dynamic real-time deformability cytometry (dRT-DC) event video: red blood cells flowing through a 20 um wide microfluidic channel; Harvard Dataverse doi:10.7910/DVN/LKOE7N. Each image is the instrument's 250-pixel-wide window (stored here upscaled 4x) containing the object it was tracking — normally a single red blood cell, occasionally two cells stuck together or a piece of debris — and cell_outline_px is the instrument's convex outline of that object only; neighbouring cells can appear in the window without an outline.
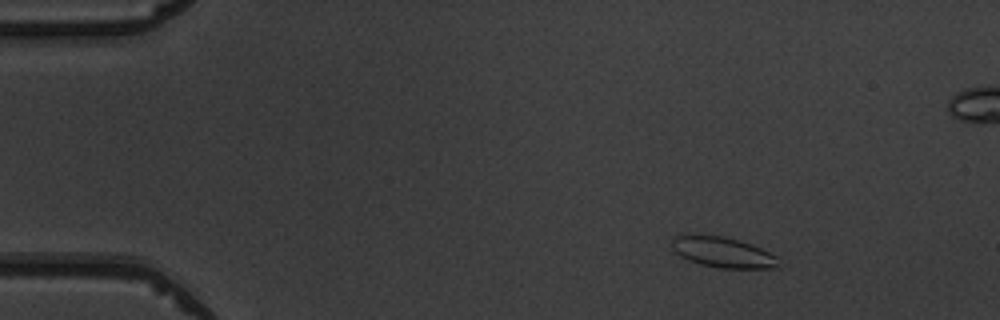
{"species": "common noctule bat (a hibernating species)", "species_latin": "Nyctalus noctula", "temperature_condition": "warm", "stored_images_in_passage": 46, "camera_frame_rate_fps": 3000, "um_per_image_px": 0.085, "animal": {"sex": "male", "body_mass_g": 19.5, "forearm_length_mm": 54.6}, "frame": {"image": 1, "passage_image": 1, "time_ms": 0.0, "image_size_px": [1000, 320], "cell_outline_px": [[780, 268], [720, 268], [700, 264], [688, 260], [680, 256], [672, 248], [672, 240], [676, 236], [696, 232], [724, 236], [740, 240], [760, 248], [776, 256]], "centroid_in_image_um": [61.39, 21.41], "position_along_channel_um": 23.6, "area_um2": 19.31}}
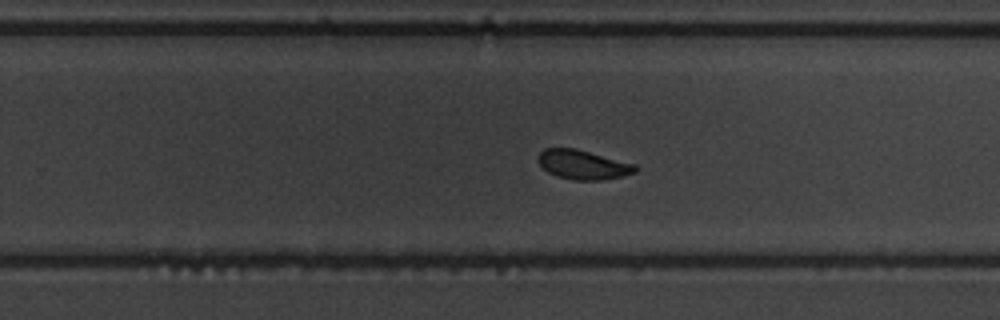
{"frame": {"image": 2, "passage_image": 27, "time_ms": 8.667, "image_size_px": [1000, 320], "cell_outline_px": [[636, 172], [604, 180], [572, 180], [556, 176], [548, 172], [536, 160], [536, 156], [544, 148], [576, 148], [636, 164]], "centroid_in_image_um": [49.52, 13.99], "position_along_channel_um": 280.3, "area_um2": 16.7}}
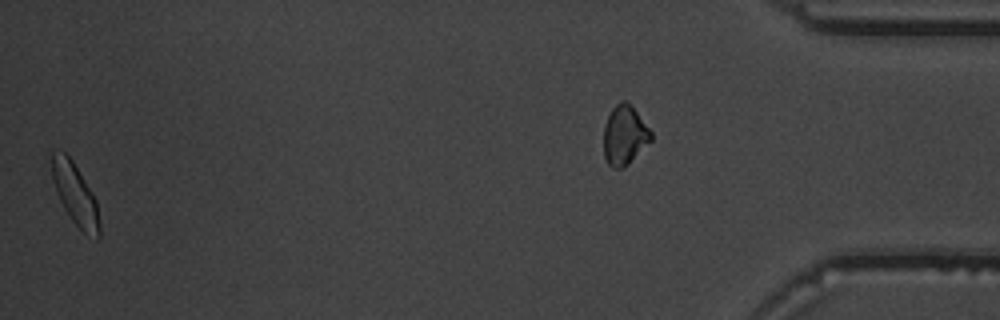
{"frame": {"image": 3, "passage_image": 45, "time_ms": 14.667, "image_size_px": [1000, 320], "cell_outline_px": [[100, 236], [96, 240], [84, 232], [72, 220], [64, 208], [60, 200], [52, 176], [52, 152], [64, 152], [72, 160], [96, 200], [100, 224]], "centroid_in_image_um": [6.42, 16.56], "position_along_channel_um": 428.8, "area_um2": 16.53}, "authors_computed_cell_mechanics": {"area_um2": 17.1666, "velocity_mm_per_s": 3.9611, "shape_relaxation_time_tau1_ms": 4.2272, "shape_relaxation_time_tau2_ms": 1.1338, "deformation_change_tau1": 0.1233, "deformation_change_tau2": 0.0524}}